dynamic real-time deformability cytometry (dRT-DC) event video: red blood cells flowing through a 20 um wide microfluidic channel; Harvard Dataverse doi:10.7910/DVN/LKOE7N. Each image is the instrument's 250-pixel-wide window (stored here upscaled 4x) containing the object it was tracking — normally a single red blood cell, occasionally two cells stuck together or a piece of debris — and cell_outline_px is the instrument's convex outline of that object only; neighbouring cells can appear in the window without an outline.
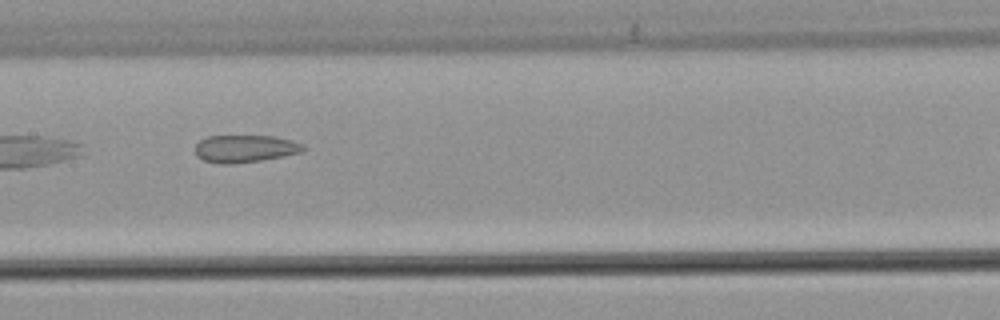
{"species": "common noctule bat (a hibernating species)", "species_latin": "Nyctalus noctula", "temperature_condition": "warm", "stored_images_in_passage": 19, "camera_frame_rate_fps": 3000, "um_per_image_px": 0.085, "animal": {"sex": "male", "body_mass_g": 21.5, "forearm_length_mm": 52.0}, "frame": {"image": 1, "passage_image": 16, "time_ms": 5.0, "image_size_px": [1000, 320], "cell_outline_px": [[308, 148], [304, 152], [260, 160], [228, 164], [216, 164], [204, 160], [196, 156], [196, 144], [200, 140], [208, 136], [276, 136], [292, 140], [304, 144]], "centroid_in_image_um": [20.87, 12.63], "position_along_channel_um": 186.5, "area_um2": 17.4}}